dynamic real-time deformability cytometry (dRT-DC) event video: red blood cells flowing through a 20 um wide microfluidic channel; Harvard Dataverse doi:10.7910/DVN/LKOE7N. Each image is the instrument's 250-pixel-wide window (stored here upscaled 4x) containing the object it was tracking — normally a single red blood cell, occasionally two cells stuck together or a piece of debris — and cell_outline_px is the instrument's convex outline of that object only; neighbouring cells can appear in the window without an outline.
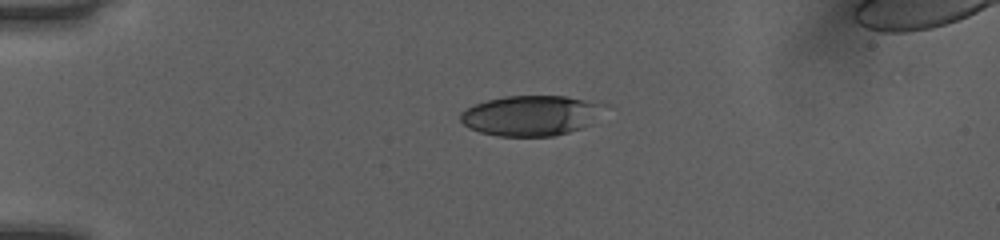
{"species": "human", "species_latin": "Homo sapiens", "temperature_condition": "room temperature", "stored_images_in_passage": 39, "camera_frame_rate_fps": 3000, "um_per_image_px": 0.085, "donor": {"sex": "female"}, "frame": {"image": 1, "passage_image": 1, "time_ms": 0.0, "image_size_px": [1000, 240], "cell_outline_px": [[608, 104], [580, 128], [568, 132], [552, 136], [500, 136], [480, 132], [468, 128], [460, 120], [460, 112], [476, 104], [488, 100], [504, 96], [568, 96]], "centroid_in_image_um": [45.06, 9.81], "position_along_channel_um": 39.9, "area_um2": 33.18}}
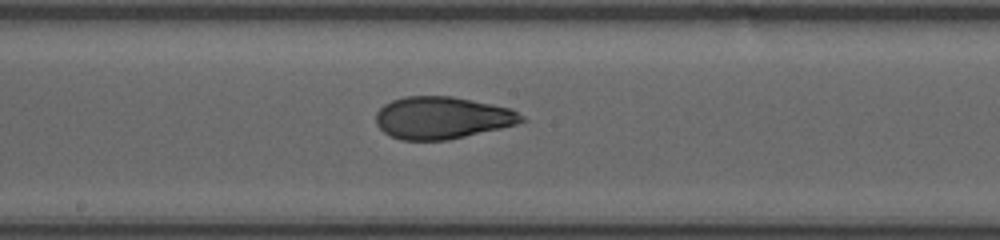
{"frame": {"image": 2, "passage_image": 17, "time_ms": 5.333, "image_size_px": [1000, 240], "cell_outline_px": [[528, 120], [516, 124], [500, 128], [448, 140], [400, 140], [384, 132], [376, 124], [376, 112], [384, 104], [392, 100], [404, 96], [452, 96], [512, 108], [524, 116]], "centroid_in_image_um": [37.59, 10.0], "position_along_channel_um": 210.6, "area_um2": 35.89}}
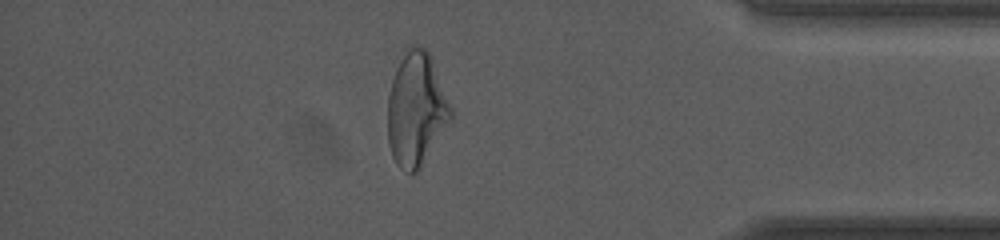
{"frame": {"image": 3, "passage_image": 33, "time_ms": 10.667, "image_size_px": [1000, 240], "cell_outline_px": [[452, 120], [416, 172], [408, 172], [400, 168], [396, 164], [392, 156], [388, 140], [388, 96], [392, 80], [396, 68], [404, 48], [424, 48], [428, 52], [432, 60], [452, 108]], "centroid_in_image_um": [35.37, 9.3], "position_along_channel_um": 399.8, "area_um2": 41.27}, "authors_computed_cell_mechanics": {"area_um2": 36.2406, "velocity_mm_per_s": 4.0609, "shape_relaxation_time_tau1_ms": 6.7241, "shape_relaxation_time_tau2_ms": 1.5649, "deformation_change_tau1": 0.2044, "deformation_change_tau2": 0.0847}}